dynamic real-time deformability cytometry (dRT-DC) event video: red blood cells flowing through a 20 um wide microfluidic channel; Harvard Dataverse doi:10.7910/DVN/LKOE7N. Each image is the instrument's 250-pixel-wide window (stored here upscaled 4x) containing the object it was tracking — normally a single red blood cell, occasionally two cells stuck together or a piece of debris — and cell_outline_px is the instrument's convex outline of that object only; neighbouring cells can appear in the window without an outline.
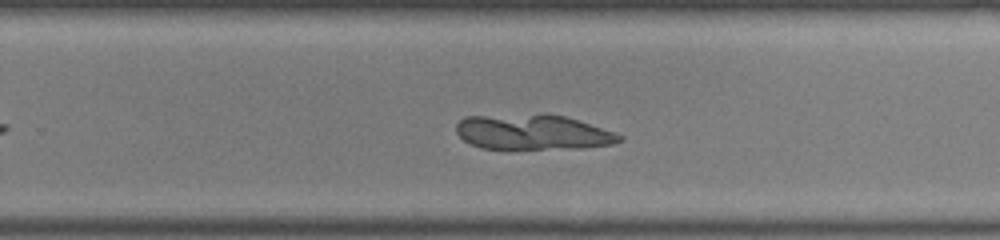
{"species": "common noctule bat (a hibernating species)", "species_latin": "Nyctalus noctula", "temperature_condition": "room temperature", "stored_images_in_passage": 38, "camera_frame_rate_fps": 3000, "um_per_image_px": 0.085, "animal": {"sex": "female", "body_mass_g": 22.0, "forearm_length_mm": 56.7}, "frame": {"image": 1, "passage_image": 21, "time_ms": 6.667, "image_size_px": [1000, 240], "cell_outline_px": [[624, 140], [612, 144], [584, 148], [508, 152], [480, 148], [468, 144], [456, 132], [456, 124], [464, 116], [564, 116], [624, 136]], "centroid_in_image_um": [45.23, 11.33], "position_along_channel_um": 284.6, "area_um2": 33.81}}
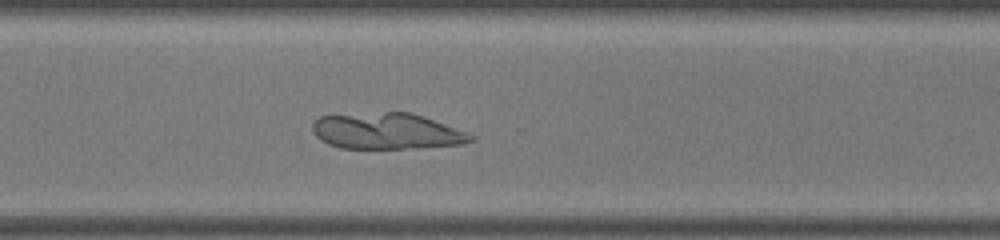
{"frame": {"image": 2, "passage_image": 25, "time_ms": 8.0, "image_size_px": [1000, 240], "cell_outline_px": [[476, 140], [464, 144], [404, 148], [340, 148], [328, 144], [320, 140], [312, 132], [312, 124], [320, 116], [388, 112], [408, 112], [444, 124], [476, 136]], "centroid_in_image_um": [32.85, 11.16], "position_along_channel_um": 337.8, "area_um2": 32.89}}